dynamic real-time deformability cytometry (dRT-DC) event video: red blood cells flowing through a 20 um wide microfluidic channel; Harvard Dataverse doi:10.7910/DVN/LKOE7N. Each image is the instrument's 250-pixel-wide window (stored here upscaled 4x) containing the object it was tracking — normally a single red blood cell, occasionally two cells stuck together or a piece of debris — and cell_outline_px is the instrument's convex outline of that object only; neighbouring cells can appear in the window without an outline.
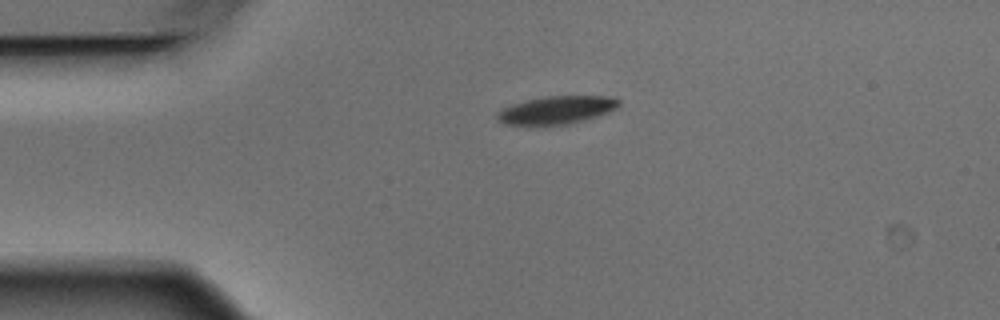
{"species": "Egyptian fruit bat (a non-hibernating species)", "species_latin": "Rousettus aegyptiacus", "temperature_condition": "warm", "stored_images_in_passage": 1, "camera_frame_rate_fps": 3000, "um_per_image_px": 0.085, "animal": {"sex": "male"}, "frame": {"image": 1, "passage_image": 1, "time_ms": 0.0, "image_size_px": [1000, 320], "cell_outline_px": [[620, 104], [616, 108], [608, 112], [596, 116], [568, 124], [528, 128], [504, 124], [496, 120], [496, 112], [512, 104], [528, 100], [548, 96], [608, 96], [620, 100]], "centroid_in_image_um": [47.21, 9.4], "position_along_channel_um": 37.8, "area_um2": 20.35}}